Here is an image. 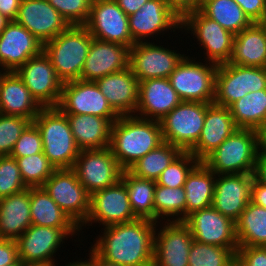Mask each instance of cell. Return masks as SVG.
I'll return each mask as SVG.
<instances>
[{
    "instance_id": "54",
    "label": "cell",
    "mask_w": 266,
    "mask_h": 266,
    "mask_svg": "<svg viewBox=\"0 0 266 266\" xmlns=\"http://www.w3.org/2000/svg\"><path fill=\"white\" fill-rule=\"evenodd\" d=\"M253 174L259 183L266 185V156H258Z\"/></svg>"
},
{
    "instance_id": "45",
    "label": "cell",
    "mask_w": 266,
    "mask_h": 266,
    "mask_svg": "<svg viewBox=\"0 0 266 266\" xmlns=\"http://www.w3.org/2000/svg\"><path fill=\"white\" fill-rule=\"evenodd\" d=\"M70 25H84L93 0H47Z\"/></svg>"
},
{
    "instance_id": "57",
    "label": "cell",
    "mask_w": 266,
    "mask_h": 266,
    "mask_svg": "<svg viewBox=\"0 0 266 266\" xmlns=\"http://www.w3.org/2000/svg\"><path fill=\"white\" fill-rule=\"evenodd\" d=\"M96 266H120L111 262H108L102 258H100L97 254H96Z\"/></svg>"
},
{
    "instance_id": "31",
    "label": "cell",
    "mask_w": 266,
    "mask_h": 266,
    "mask_svg": "<svg viewBox=\"0 0 266 266\" xmlns=\"http://www.w3.org/2000/svg\"><path fill=\"white\" fill-rule=\"evenodd\" d=\"M228 63L266 67V36L258 23H252L234 35L233 52Z\"/></svg>"
},
{
    "instance_id": "20",
    "label": "cell",
    "mask_w": 266,
    "mask_h": 266,
    "mask_svg": "<svg viewBox=\"0 0 266 266\" xmlns=\"http://www.w3.org/2000/svg\"><path fill=\"white\" fill-rule=\"evenodd\" d=\"M183 222L195 241L225 248H238L236 224L213 206L188 215Z\"/></svg>"
},
{
    "instance_id": "47",
    "label": "cell",
    "mask_w": 266,
    "mask_h": 266,
    "mask_svg": "<svg viewBox=\"0 0 266 266\" xmlns=\"http://www.w3.org/2000/svg\"><path fill=\"white\" fill-rule=\"evenodd\" d=\"M237 266H266V246H239Z\"/></svg>"
},
{
    "instance_id": "59",
    "label": "cell",
    "mask_w": 266,
    "mask_h": 266,
    "mask_svg": "<svg viewBox=\"0 0 266 266\" xmlns=\"http://www.w3.org/2000/svg\"><path fill=\"white\" fill-rule=\"evenodd\" d=\"M258 24L261 26L266 36V17L262 19L261 21H259Z\"/></svg>"
},
{
    "instance_id": "7",
    "label": "cell",
    "mask_w": 266,
    "mask_h": 266,
    "mask_svg": "<svg viewBox=\"0 0 266 266\" xmlns=\"http://www.w3.org/2000/svg\"><path fill=\"white\" fill-rule=\"evenodd\" d=\"M79 233L80 228L31 225L16 240L19 260L25 264L57 266L56 252L64 246L65 239L67 242L68 238L75 235L80 237L82 234Z\"/></svg>"
},
{
    "instance_id": "14",
    "label": "cell",
    "mask_w": 266,
    "mask_h": 266,
    "mask_svg": "<svg viewBox=\"0 0 266 266\" xmlns=\"http://www.w3.org/2000/svg\"><path fill=\"white\" fill-rule=\"evenodd\" d=\"M64 114H91L107 118L112 124L120 117L106 100L96 82L75 80L63 83L57 106Z\"/></svg>"
},
{
    "instance_id": "23",
    "label": "cell",
    "mask_w": 266,
    "mask_h": 266,
    "mask_svg": "<svg viewBox=\"0 0 266 266\" xmlns=\"http://www.w3.org/2000/svg\"><path fill=\"white\" fill-rule=\"evenodd\" d=\"M42 51L43 43L15 21H10L0 34V68L7 72H16Z\"/></svg>"
},
{
    "instance_id": "33",
    "label": "cell",
    "mask_w": 266,
    "mask_h": 266,
    "mask_svg": "<svg viewBox=\"0 0 266 266\" xmlns=\"http://www.w3.org/2000/svg\"><path fill=\"white\" fill-rule=\"evenodd\" d=\"M30 211L32 225L79 228L42 187L30 188Z\"/></svg>"
},
{
    "instance_id": "60",
    "label": "cell",
    "mask_w": 266,
    "mask_h": 266,
    "mask_svg": "<svg viewBox=\"0 0 266 266\" xmlns=\"http://www.w3.org/2000/svg\"><path fill=\"white\" fill-rule=\"evenodd\" d=\"M7 71H5L4 69L0 68V83H1V80L2 78L4 77V74L6 73Z\"/></svg>"
},
{
    "instance_id": "32",
    "label": "cell",
    "mask_w": 266,
    "mask_h": 266,
    "mask_svg": "<svg viewBox=\"0 0 266 266\" xmlns=\"http://www.w3.org/2000/svg\"><path fill=\"white\" fill-rule=\"evenodd\" d=\"M216 176L202 161L188 174L184 183L186 217L195 211L212 206Z\"/></svg>"
},
{
    "instance_id": "21",
    "label": "cell",
    "mask_w": 266,
    "mask_h": 266,
    "mask_svg": "<svg viewBox=\"0 0 266 266\" xmlns=\"http://www.w3.org/2000/svg\"><path fill=\"white\" fill-rule=\"evenodd\" d=\"M14 21L43 44L71 26L47 0H22Z\"/></svg>"
},
{
    "instance_id": "56",
    "label": "cell",
    "mask_w": 266,
    "mask_h": 266,
    "mask_svg": "<svg viewBox=\"0 0 266 266\" xmlns=\"http://www.w3.org/2000/svg\"><path fill=\"white\" fill-rule=\"evenodd\" d=\"M258 156H266V124L258 130Z\"/></svg>"
},
{
    "instance_id": "22",
    "label": "cell",
    "mask_w": 266,
    "mask_h": 266,
    "mask_svg": "<svg viewBox=\"0 0 266 266\" xmlns=\"http://www.w3.org/2000/svg\"><path fill=\"white\" fill-rule=\"evenodd\" d=\"M253 180L254 174L217 175L212 206L236 223L251 201Z\"/></svg>"
},
{
    "instance_id": "49",
    "label": "cell",
    "mask_w": 266,
    "mask_h": 266,
    "mask_svg": "<svg viewBox=\"0 0 266 266\" xmlns=\"http://www.w3.org/2000/svg\"><path fill=\"white\" fill-rule=\"evenodd\" d=\"M21 263L16 241L0 239V266L20 265Z\"/></svg>"
},
{
    "instance_id": "44",
    "label": "cell",
    "mask_w": 266,
    "mask_h": 266,
    "mask_svg": "<svg viewBox=\"0 0 266 266\" xmlns=\"http://www.w3.org/2000/svg\"><path fill=\"white\" fill-rule=\"evenodd\" d=\"M26 188L16 159L10 155L0 156V198L21 192Z\"/></svg>"
},
{
    "instance_id": "27",
    "label": "cell",
    "mask_w": 266,
    "mask_h": 266,
    "mask_svg": "<svg viewBox=\"0 0 266 266\" xmlns=\"http://www.w3.org/2000/svg\"><path fill=\"white\" fill-rule=\"evenodd\" d=\"M203 126L199 140L189 151L199 161H203L238 129L229 108L214 103L206 109Z\"/></svg>"
},
{
    "instance_id": "5",
    "label": "cell",
    "mask_w": 266,
    "mask_h": 266,
    "mask_svg": "<svg viewBox=\"0 0 266 266\" xmlns=\"http://www.w3.org/2000/svg\"><path fill=\"white\" fill-rule=\"evenodd\" d=\"M257 158V130L238 128L202 162L216 175L253 174Z\"/></svg>"
},
{
    "instance_id": "10",
    "label": "cell",
    "mask_w": 266,
    "mask_h": 266,
    "mask_svg": "<svg viewBox=\"0 0 266 266\" xmlns=\"http://www.w3.org/2000/svg\"><path fill=\"white\" fill-rule=\"evenodd\" d=\"M266 89V67L220 64L215 78L214 104L229 107L249 92Z\"/></svg>"
},
{
    "instance_id": "28",
    "label": "cell",
    "mask_w": 266,
    "mask_h": 266,
    "mask_svg": "<svg viewBox=\"0 0 266 266\" xmlns=\"http://www.w3.org/2000/svg\"><path fill=\"white\" fill-rule=\"evenodd\" d=\"M42 108L15 71L4 74L0 83L1 114L21 116L33 121Z\"/></svg>"
},
{
    "instance_id": "35",
    "label": "cell",
    "mask_w": 266,
    "mask_h": 266,
    "mask_svg": "<svg viewBox=\"0 0 266 266\" xmlns=\"http://www.w3.org/2000/svg\"><path fill=\"white\" fill-rule=\"evenodd\" d=\"M121 180L126 186L130 205L137 218L155 221L154 194L156 181L134 176L124 170Z\"/></svg>"
},
{
    "instance_id": "6",
    "label": "cell",
    "mask_w": 266,
    "mask_h": 266,
    "mask_svg": "<svg viewBox=\"0 0 266 266\" xmlns=\"http://www.w3.org/2000/svg\"><path fill=\"white\" fill-rule=\"evenodd\" d=\"M190 57L182 58L168 77L169 82L182 101L213 103L218 65Z\"/></svg>"
},
{
    "instance_id": "30",
    "label": "cell",
    "mask_w": 266,
    "mask_h": 266,
    "mask_svg": "<svg viewBox=\"0 0 266 266\" xmlns=\"http://www.w3.org/2000/svg\"><path fill=\"white\" fill-rule=\"evenodd\" d=\"M71 132L80 150L103 149L110 146L112 123L91 114H66Z\"/></svg>"
},
{
    "instance_id": "26",
    "label": "cell",
    "mask_w": 266,
    "mask_h": 266,
    "mask_svg": "<svg viewBox=\"0 0 266 266\" xmlns=\"http://www.w3.org/2000/svg\"><path fill=\"white\" fill-rule=\"evenodd\" d=\"M181 102L168 78L143 80L135 116L160 121Z\"/></svg>"
},
{
    "instance_id": "39",
    "label": "cell",
    "mask_w": 266,
    "mask_h": 266,
    "mask_svg": "<svg viewBox=\"0 0 266 266\" xmlns=\"http://www.w3.org/2000/svg\"><path fill=\"white\" fill-rule=\"evenodd\" d=\"M154 209L155 222H162L163 220L183 221L186 218V194L184 187L169 188L156 183Z\"/></svg>"
},
{
    "instance_id": "18",
    "label": "cell",
    "mask_w": 266,
    "mask_h": 266,
    "mask_svg": "<svg viewBox=\"0 0 266 266\" xmlns=\"http://www.w3.org/2000/svg\"><path fill=\"white\" fill-rule=\"evenodd\" d=\"M16 73L42 107L58 106L63 82L43 51L28 59Z\"/></svg>"
},
{
    "instance_id": "4",
    "label": "cell",
    "mask_w": 266,
    "mask_h": 266,
    "mask_svg": "<svg viewBox=\"0 0 266 266\" xmlns=\"http://www.w3.org/2000/svg\"><path fill=\"white\" fill-rule=\"evenodd\" d=\"M92 39L83 25H71L43 44V52L63 83L80 79Z\"/></svg>"
},
{
    "instance_id": "42",
    "label": "cell",
    "mask_w": 266,
    "mask_h": 266,
    "mask_svg": "<svg viewBox=\"0 0 266 266\" xmlns=\"http://www.w3.org/2000/svg\"><path fill=\"white\" fill-rule=\"evenodd\" d=\"M199 162L189 151H182L161 173L156 183L169 188L184 187L188 174Z\"/></svg>"
},
{
    "instance_id": "13",
    "label": "cell",
    "mask_w": 266,
    "mask_h": 266,
    "mask_svg": "<svg viewBox=\"0 0 266 266\" xmlns=\"http://www.w3.org/2000/svg\"><path fill=\"white\" fill-rule=\"evenodd\" d=\"M137 219L134 215L126 186L120 179L114 185L96 191L91 195L90 212L80 227V233H84V228L98 224L100 227H107L115 224L130 222ZM82 231V232H81Z\"/></svg>"
},
{
    "instance_id": "38",
    "label": "cell",
    "mask_w": 266,
    "mask_h": 266,
    "mask_svg": "<svg viewBox=\"0 0 266 266\" xmlns=\"http://www.w3.org/2000/svg\"><path fill=\"white\" fill-rule=\"evenodd\" d=\"M182 150L163 142L132 165L128 171L136 177L156 181Z\"/></svg>"
},
{
    "instance_id": "41",
    "label": "cell",
    "mask_w": 266,
    "mask_h": 266,
    "mask_svg": "<svg viewBox=\"0 0 266 266\" xmlns=\"http://www.w3.org/2000/svg\"><path fill=\"white\" fill-rule=\"evenodd\" d=\"M15 159L18 163L23 183L27 188L42 187L56 170L44 153Z\"/></svg>"
},
{
    "instance_id": "37",
    "label": "cell",
    "mask_w": 266,
    "mask_h": 266,
    "mask_svg": "<svg viewBox=\"0 0 266 266\" xmlns=\"http://www.w3.org/2000/svg\"><path fill=\"white\" fill-rule=\"evenodd\" d=\"M200 10L234 35L252 24L234 0H202Z\"/></svg>"
},
{
    "instance_id": "9",
    "label": "cell",
    "mask_w": 266,
    "mask_h": 266,
    "mask_svg": "<svg viewBox=\"0 0 266 266\" xmlns=\"http://www.w3.org/2000/svg\"><path fill=\"white\" fill-rule=\"evenodd\" d=\"M210 104L182 101L160 120L163 140L182 151H190L200 138Z\"/></svg>"
},
{
    "instance_id": "12",
    "label": "cell",
    "mask_w": 266,
    "mask_h": 266,
    "mask_svg": "<svg viewBox=\"0 0 266 266\" xmlns=\"http://www.w3.org/2000/svg\"><path fill=\"white\" fill-rule=\"evenodd\" d=\"M71 169L90 195L114 185L121 179L124 171L110 147L81 150Z\"/></svg>"
},
{
    "instance_id": "15",
    "label": "cell",
    "mask_w": 266,
    "mask_h": 266,
    "mask_svg": "<svg viewBox=\"0 0 266 266\" xmlns=\"http://www.w3.org/2000/svg\"><path fill=\"white\" fill-rule=\"evenodd\" d=\"M83 26L97 40L130 48L135 44L129 31L128 16L115 0H93L88 21Z\"/></svg>"
},
{
    "instance_id": "29",
    "label": "cell",
    "mask_w": 266,
    "mask_h": 266,
    "mask_svg": "<svg viewBox=\"0 0 266 266\" xmlns=\"http://www.w3.org/2000/svg\"><path fill=\"white\" fill-rule=\"evenodd\" d=\"M31 225L30 188L0 198V239L16 241Z\"/></svg>"
},
{
    "instance_id": "51",
    "label": "cell",
    "mask_w": 266,
    "mask_h": 266,
    "mask_svg": "<svg viewBox=\"0 0 266 266\" xmlns=\"http://www.w3.org/2000/svg\"><path fill=\"white\" fill-rule=\"evenodd\" d=\"M22 0H0V13L10 21H14Z\"/></svg>"
},
{
    "instance_id": "25",
    "label": "cell",
    "mask_w": 266,
    "mask_h": 266,
    "mask_svg": "<svg viewBox=\"0 0 266 266\" xmlns=\"http://www.w3.org/2000/svg\"><path fill=\"white\" fill-rule=\"evenodd\" d=\"M95 82L119 116L135 115L140 81L133 74L131 67L106 75Z\"/></svg>"
},
{
    "instance_id": "50",
    "label": "cell",
    "mask_w": 266,
    "mask_h": 266,
    "mask_svg": "<svg viewBox=\"0 0 266 266\" xmlns=\"http://www.w3.org/2000/svg\"><path fill=\"white\" fill-rule=\"evenodd\" d=\"M164 1L181 19L186 14L200 9L202 4V0H164Z\"/></svg>"
},
{
    "instance_id": "2",
    "label": "cell",
    "mask_w": 266,
    "mask_h": 266,
    "mask_svg": "<svg viewBox=\"0 0 266 266\" xmlns=\"http://www.w3.org/2000/svg\"><path fill=\"white\" fill-rule=\"evenodd\" d=\"M163 142L160 121L127 115L120 116L111 126L109 147L123 170Z\"/></svg>"
},
{
    "instance_id": "58",
    "label": "cell",
    "mask_w": 266,
    "mask_h": 266,
    "mask_svg": "<svg viewBox=\"0 0 266 266\" xmlns=\"http://www.w3.org/2000/svg\"><path fill=\"white\" fill-rule=\"evenodd\" d=\"M10 22L9 19H7L5 16H3L0 13V34L2 33V31L6 28L7 24Z\"/></svg>"
},
{
    "instance_id": "8",
    "label": "cell",
    "mask_w": 266,
    "mask_h": 266,
    "mask_svg": "<svg viewBox=\"0 0 266 266\" xmlns=\"http://www.w3.org/2000/svg\"><path fill=\"white\" fill-rule=\"evenodd\" d=\"M181 32L195 36L193 38H196V43L201 45V51L205 50L202 51L206 56L204 61L216 65L230 61L234 34L224 29L215 20L207 17L200 9L186 14L181 19Z\"/></svg>"
},
{
    "instance_id": "16",
    "label": "cell",
    "mask_w": 266,
    "mask_h": 266,
    "mask_svg": "<svg viewBox=\"0 0 266 266\" xmlns=\"http://www.w3.org/2000/svg\"><path fill=\"white\" fill-rule=\"evenodd\" d=\"M128 23L134 43L150 42V38L153 42V37L156 40L159 35L163 38L166 32L181 31V18L164 0L147 1L137 12L128 16Z\"/></svg>"
},
{
    "instance_id": "19",
    "label": "cell",
    "mask_w": 266,
    "mask_h": 266,
    "mask_svg": "<svg viewBox=\"0 0 266 266\" xmlns=\"http://www.w3.org/2000/svg\"><path fill=\"white\" fill-rule=\"evenodd\" d=\"M157 227L153 266H188L194 238L187 225L183 221H159Z\"/></svg>"
},
{
    "instance_id": "11",
    "label": "cell",
    "mask_w": 266,
    "mask_h": 266,
    "mask_svg": "<svg viewBox=\"0 0 266 266\" xmlns=\"http://www.w3.org/2000/svg\"><path fill=\"white\" fill-rule=\"evenodd\" d=\"M42 188L79 228L84 224L90 212L91 195L71 168L56 169Z\"/></svg>"
},
{
    "instance_id": "17",
    "label": "cell",
    "mask_w": 266,
    "mask_h": 266,
    "mask_svg": "<svg viewBox=\"0 0 266 266\" xmlns=\"http://www.w3.org/2000/svg\"><path fill=\"white\" fill-rule=\"evenodd\" d=\"M160 44L163 43L140 42L130 48V67L139 81L168 78L187 55L181 52L183 50H172Z\"/></svg>"
},
{
    "instance_id": "55",
    "label": "cell",
    "mask_w": 266,
    "mask_h": 266,
    "mask_svg": "<svg viewBox=\"0 0 266 266\" xmlns=\"http://www.w3.org/2000/svg\"><path fill=\"white\" fill-rule=\"evenodd\" d=\"M89 249V255L87 256L89 258L84 257L85 260H83V258L73 260L65 264V266H96V253L91 248Z\"/></svg>"
},
{
    "instance_id": "24",
    "label": "cell",
    "mask_w": 266,
    "mask_h": 266,
    "mask_svg": "<svg viewBox=\"0 0 266 266\" xmlns=\"http://www.w3.org/2000/svg\"><path fill=\"white\" fill-rule=\"evenodd\" d=\"M130 67V47L92 39L79 80L95 82Z\"/></svg>"
},
{
    "instance_id": "34",
    "label": "cell",
    "mask_w": 266,
    "mask_h": 266,
    "mask_svg": "<svg viewBox=\"0 0 266 266\" xmlns=\"http://www.w3.org/2000/svg\"><path fill=\"white\" fill-rule=\"evenodd\" d=\"M228 108L238 128L258 130L266 124V89L249 92Z\"/></svg>"
},
{
    "instance_id": "46",
    "label": "cell",
    "mask_w": 266,
    "mask_h": 266,
    "mask_svg": "<svg viewBox=\"0 0 266 266\" xmlns=\"http://www.w3.org/2000/svg\"><path fill=\"white\" fill-rule=\"evenodd\" d=\"M38 153H43V142L38 128L31 122L15 143L10 156L22 158Z\"/></svg>"
},
{
    "instance_id": "61",
    "label": "cell",
    "mask_w": 266,
    "mask_h": 266,
    "mask_svg": "<svg viewBox=\"0 0 266 266\" xmlns=\"http://www.w3.org/2000/svg\"><path fill=\"white\" fill-rule=\"evenodd\" d=\"M19 266H41V265L21 263Z\"/></svg>"
},
{
    "instance_id": "53",
    "label": "cell",
    "mask_w": 266,
    "mask_h": 266,
    "mask_svg": "<svg viewBox=\"0 0 266 266\" xmlns=\"http://www.w3.org/2000/svg\"><path fill=\"white\" fill-rule=\"evenodd\" d=\"M127 16L137 12L149 0H115Z\"/></svg>"
},
{
    "instance_id": "3",
    "label": "cell",
    "mask_w": 266,
    "mask_h": 266,
    "mask_svg": "<svg viewBox=\"0 0 266 266\" xmlns=\"http://www.w3.org/2000/svg\"><path fill=\"white\" fill-rule=\"evenodd\" d=\"M32 122L41 134L43 153L55 169L72 168L81 150L66 114L58 107H43Z\"/></svg>"
},
{
    "instance_id": "52",
    "label": "cell",
    "mask_w": 266,
    "mask_h": 266,
    "mask_svg": "<svg viewBox=\"0 0 266 266\" xmlns=\"http://www.w3.org/2000/svg\"><path fill=\"white\" fill-rule=\"evenodd\" d=\"M251 202L266 209V185L259 183L255 178L252 184Z\"/></svg>"
},
{
    "instance_id": "43",
    "label": "cell",
    "mask_w": 266,
    "mask_h": 266,
    "mask_svg": "<svg viewBox=\"0 0 266 266\" xmlns=\"http://www.w3.org/2000/svg\"><path fill=\"white\" fill-rule=\"evenodd\" d=\"M30 119L0 113V156L10 155Z\"/></svg>"
},
{
    "instance_id": "1",
    "label": "cell",
    "mask_w": 266,
    "mask_h": 266,
    "mask_svg": "<svg viewBox=\"0 0 266 266\" xmlns=\"http://www.w3.org/2000/svg\"><path fill=\"white\" fill-rule=\"evenodd\" d=\"M156 227L157 222L143 218L107 226L89 247L120 266H153Z\"/></svg>"
},
{
    "instance_id": "36",
    "label": "cell",
    "mask_w": 266,
    "mask_h": 266,
    "mask_svg": "<svg viewBox=\"0 0 266 266\" xmlns=\"http://www.w3.org/2000/svg\"><path fill=\"white\" fill-rule=\"evenodd\" d=\"M236 224L238 246H266V209L249 202Z\"/></svg>"
},
{
    "instance_id": "40",
    "label": "cell",
    "mask_w": 266,
    "mask_h": 266,
    "mask_svg": "<svg viewBox=\"0 0 266 266\" xmlns=\"http://www.w3.org/2000/svg\"><path fill=\"white\" fill-rule=\"evenodd\" d=\"M237 250L194 240L190 247L188 266H234Z\"/></svg>"
},
{
    "instance_id": "48",
    "label": "cell",
    "mask_w": 266,
    "mask_h": 266,
    "mask_svg": "<svg viewBox=\"0 0 266 266\" xmlns=\"http://www.w3.org/2000/svg\"><path fill=\"white\" fill-rule=\"evenodd\" d=\"M242 8L252 23H258L266 17V0H234Z\"/></svg>"
}]
</instances>
